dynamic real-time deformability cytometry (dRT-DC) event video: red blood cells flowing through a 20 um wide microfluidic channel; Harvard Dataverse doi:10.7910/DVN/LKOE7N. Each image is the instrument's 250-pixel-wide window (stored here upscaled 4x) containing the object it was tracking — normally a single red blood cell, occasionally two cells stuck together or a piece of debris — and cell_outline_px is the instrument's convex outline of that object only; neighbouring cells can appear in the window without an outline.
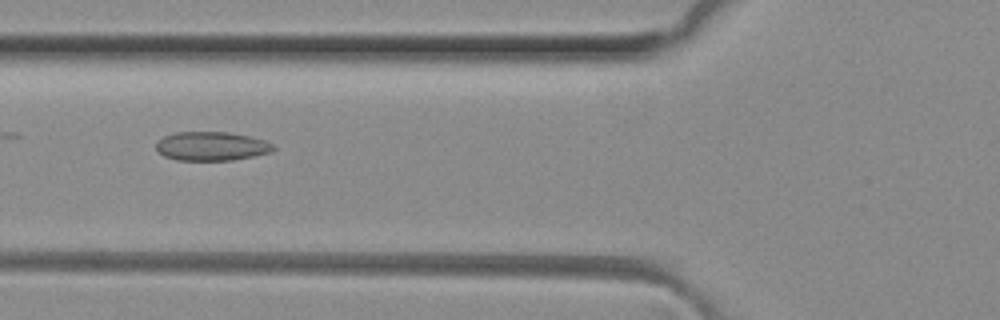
{"species": "common noctule bat (a hibernating species)", "species_latin": "Nyctalus noctula", "temperature_condition": "room temperature", "stored_images_in_passage": 38, "camera_frame_rate_fps": 3000, "um_per_image_px": 0.085, "animal": {"sex": "female", "body_mass_g": 29.2, "forearm_length_mm": 56.3}, "frame": {"image": 1, "passage_image": 7, "time_ms": 2.0, "image_size_px": [1000, 320], "cell_outline_px": [[276, 148], [272, 152], [232, 160], [176, 160], [164, 156], [156, 148], [156, 144], [164, 136], [176, 132], [228, 132], [248, 136], [264, 140], [272, 144]], "centroid_in_image_um": [17.98, 12.43], "position_along_channel_um": 107.8, "area_um2": 19.59}}
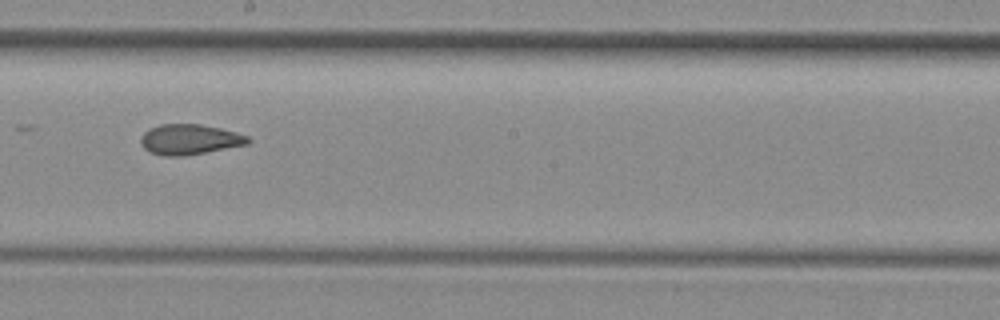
{"frame": {"image": 2, "passage_image": 16, "time_ms": 5.0, "image_size_px": [1000, 320], "cell_outline_px": [[252, 140], [248, 144], [184, 156], [164, 156], [148, 152], [144, 148], [140, 140], [140, 136], [148, 128], [160, 124], [200, 124], [220, 128], [236, 132], [248, 136]], "centroid_in_image_um": [16.09, 11.85], "position_along_channel_um": 232.1, "area_um2": 19.07}}
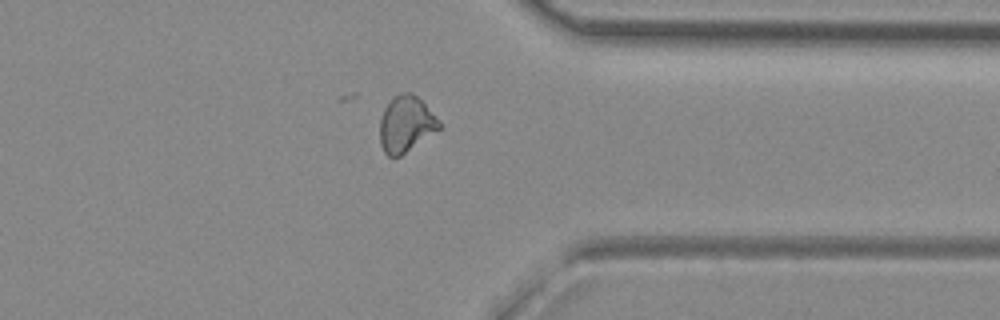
{"frame": {"image": 3, "passage_image": 27, "time_ms": 8.667, "image_size_px": [1000, 320], "cell_outline_px": [[440, 128], [400, 156], [388, 156], [384, 152], [380, 144], [380, 120], [384, 108], [392, 96], [400, 92], [412, 92], [440, 120]], "centroid_in_image_um": [34.47, 10.52], "position_along_channel_um": 376.9, "area_um2": 19.25}, "authors_computed_cell_mechanics": {"area_um2": 19.1896, "velocity_mm_per_s": 4.1325, "shape_relaxation_time_tau1_ms": null, "shape_relaxation_time_tau2_ms": 1.9368, "deformation_change_tau1": null, "deformation_change_tau2": 0.0766}}